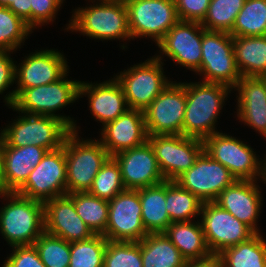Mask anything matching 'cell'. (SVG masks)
I'll use <instances>...</instances> for the list:
<instances>
[{
  "mask_svg": "<svg viewBox=\"0 0 266 267\" xmlns=\"http://www.w3.org/2000/svg\"><path fill=\"white\" fill-rule=\"evenodd\" d=\"M231 91V87L222 83L186 81L183 135L204 140L219 132L215 127L217 118Z\"/></svg>",
  "mask_w": 266,
  "mask_h": 267,
  "instance_id": "6da1fadb",
  "label": "cell"
},
{
  "mask_svg": "<svg viewBox=\"0 0 266 267\" xmlns=\"http://www.w3.org/2000/svg\"><path fill=\"white\" fill-rule=\"evenodd\" d=\"M0 233L8 245H32L44 230V203L16 192H0Z\"/></svg>",
  "mask_w": 266,
  "mask_h": 267,
  "instance_id": "7a4b0ae2",
  "label": "cell"
},
{
  "mask_svg": "<svg viewBox=\"0 0 266 267\" xmlns=\"http://www.w3.org/2000/svg\"><path fill=\"white\" fill-rule=\"evenodd\" d=\"M93 5L73 10L65 30L80 32L97 40H130L128 10L125 4L91 1ZM95 3V4H94Z\"/></svg>",
  "mask_w": 266,
  "mask_h": 267,
  "instance_id": "3957f363",
  "label": "cell"
},
{
  "mask_svg": "<svg viewBox=\"0 0 266 267\" xmlns=\"http://www.w3.org/2000/svg\"><path fill=\"white\" fill-rule=\"evenodd\" d=\"M66 76H68L67 73L56 82L23 89L15 98L13 111L58 118L71 131L78 133L79 126L77 127L74 118L55 114L79 99L80 81L68 80Z\"/></svg>",
  "mask_w": 266,
  "mask_h": 267,
  "instance_id": "277c9868",
  "label": "cell"
},
{
  "mask_svg": "<svg viewBox=\"0 0 266 267\" xmlns=\"http://www.w3.org/2000/svg\"><path fill=\"white\" fill-rule=\"evenodd\" d=\"M71 131L64 140L67 194L86 192L100 168L111 157L98 139L79 138Z\"/></svg>",
  "mask_w": 266,
  "mask_h": 267,
  "instance_id": "5b68a950",
  "label": "cell"
},
{
  "mask_svg": "<svg viewBox=\"0 0 266 267\" xmlns=\"http://www.w3.org/2000/svg\"><path fill=\"white\" fill-rule=\"evenodd\" d=\"M203 145L204 151L226 167L236 180L259 179L266 184V159L261 161L250 145L223 132L207 137Z\"/></svg>",
  "mask_w": 266,
  "mask_h": 267,
  "instance_id": "8992f818",
  "label": "cell"
},
{
  "mask_svg": "<svg viewBox=\"0 0 266 267\" xmlns=\"http://www.w3.org/2000/svg\"><path fill=\"white\" fill-rule=\"evenodd\" d=\"M19 115L13 123L0 130L2 140L10 147L35 145L51 151L63 146L71 132L62 120L55 117L22 112Z\"/></svg>",
  "mask_w": 266,
  "mask_h": 267,
  "instance_id": "52a82bcc",
  "label": "cell"
},
{
  "mask_svg": "<svg viewBox=\"0 0 266 267\" xmlns=\"http://www.w3.org/2000/svg\"><path fill=\"white\" fill-rule=\"evenodd\" d=\"M202 59L196 75L203 82L222 83L233 88L241 79L237 68L233 37L229 32L208 31L202 27Z\"/></svg>",
  "mask_w": 266,
  "mask_h": 267,
  "instance_id": "ba28073f",
  "label": "cell"
},
{
  "mask_svg": "<svg viewBox=\"0 0 266 267\" xmlns=\"http://www.w3.org/2000/svg\"><path fill=\"white\" fill-rule=\"evenodd\" d=\"M163 64L155 55L115 76L123 89L129 109L144 111L172 82L165 76Z\"/></svg>",
  "mask_w": 266,
  "mask_h": 267,
  "instance_id": "9c48e42d",
  "label": "cell"
},
{
  "mask_svg": "<svg viewBox=\"0 0 266 267\" xmlns=\"http://www.w3.org/2000/svg\"><path fill=\"white\" fill-rule=\"evenodd\" d=\"M22 63L15 65V84L17 87L4 96V101L10 109L16 96L27 88L46 85L61 79L69 73V66L62 53L55 49H43L31 52L24 57Z\"/></svg>",
  "mask_w": 266,
  "mask_h": 267,
  "instance_id": "30bf717a",
  "label": "cell"
},
{
  "mask_svg": "<svg viewBox=\"0 0 266 267\" xmlns=\"http://www.w3.org/2000/svg\"><path fill=\"white\" fill-rule=\"evenodd\" d=\"M131 38L156 44L180 21L174 0H131L127 5Z\"/></svg>",
  "mask_w": 266,
  "mask_h": 267,
  "instance_id": "8fae6325",
  "label": "cell"
},
{
  "mask_svg": "<svg viewBox=\"0 0 266 267\" xmlns=\"http://www.w3.org/2000/svg\"><path fill=\"white\" fill-rule=\"evenodd\" d=\"M186 82L172 81L144 110L148 135H183Z\"/></svg>",
  "mask_w": 266,
  "mask_h": 267,
  "instance_id": "7c38bea8",
  "label": "cell"
},
{
  "mask_svg": "<svg viewBox=\"0 0 266 267\" xmlns=\"http://www.w3.org/2000/svg\"><path fill=\"white\" fill-rule=\"evenodd\" d=\"M148 142L167 181L188 171L204 151L203 140L184 135H148Z\"/></svg>",
  "mask_w": 266,
  "mask_h": 267,
  "instance_id": "4fadbf2b",
  "label": "cell"
},
{
  "mask_svg": "<svg viewBox=\"0 0 266 267\" xmlns=\"http://www.w3.org/2000/svg\"><path fill=\"white\" fill-rule=\"evenodd\" d=\"M199 221L207 246L210 252L216 255L229 247L249 240L256 234L249 226L215 202L202 204Z\"/></svg>",
  "mask_w": 266,
  "mask_h": 267,
  "instance_id": "5bb4252c",
  "label": "cell"
},
{
  "mask_svg": "<svg viewBox=\"0 0 266 267\" xmlns=\"http://www.w3.org/2000/svg\"><path fill=\"white\" fill-rule=\"evenodd\" d=\"M16 193L43 203L67 194L64 143L58 149L47 151Z\"/></svg>",
  "mask_w": 266,
  "mask_h": 267,
  "instance_id": "9a60e30c",
  "label": "cell"
},
{
  "mask_svg": "<svg viewBox=\"0 0 266 267\" xmlns=\"http://www.w3.org/2000/svg\"><path fill=\"white\" fill-rule=\"evenodd\" d=\"M109 203L107 227L103 236L109 241L139 242L147 232L142 223L139 192L124 189Z\"/></svg>",
  "mask_w": 266,
  "mask_h": 267,
  "instance_id": "2e32d148",
  "label": "cell"
},
{
  "mask_svg": "<svg viewBox=\"0 0 266 267\" xmlns=\"http://www.w3.org/2000/svg\"><path fill=\"white\" fill-rule=\"evenodd\" d=\"M236 179L230 171L203 151L194 165L175 181L204 202H215Z\"/></svg>",
  "mask_w": 266,
  "mask_h": 267,
  "instance_id": "e0dca14e",
  "label": "cell"
},
{
  "mask_svg": "<svg viewBox=\"0 0 266 267\" xmlns=\"http://www.w3.org/2000/svg\"><path fill=\"white\" fill-rule=\"evenodd\" d=\"M201 44V23L179 21L156 44L160 48V55L156 57L163 61V57L167 56L176 64L197 73L202 59Z\"/></svg>",
  "mask_w": 266,
  "mask_h": 267,
  "instance_id": "ac0fdd59",
  "label": "cell"
},
{
  "mask_svg": "<svg viewBox=\"0 0 266 267\" xmlns=\"http://www.w3.org/2000/svg\"><path fill=\"white\" fill-rule=\"evenodd\" d=\"M119 164L125 189L138 190L164 181L154 150L147 141L113 156Z\"/></svg>",
  "mask_w": 266,
  "mask_h": 267,
  "instance_id": "d6986e66",
  "label": "cell"
},
{
  "mask_svg": "<svg viewBox=\"0 0 266 267\" xmlns=\"http://www.w3.org/2000/svg\"><path fill=\"white\" fill-rule=\"evenodd\" d=\"M101 130L99 141L111 157L148 141L144 111L138 109H128Z\"/></svg>",
  "mask_w": 266,
  "mask_h": 267,
  "instance_id": "ffe728a7",
  "label": "cell"
},
{
  "mask_svg": "<svg viewBox=\"0 0 266 267\" xmlns=\"http://www.w3.org/2000/svg\"><path fill=\"white\" fill-rule=\"evenodd\" d=\"M257 181L235 180L220 193L215 203L249 226L255 233H260L257 219L261 213L263 200Z\"/></svg>",
  "mask_w": 266,
  "mask_h": 267,
  "instance_id": "44dd1931",
  "label": "cell"
},
{
  "mask_svg": "<svg viewBox=\"0 0 266 267\" xmlns=\"http://www.w3.org/2000/svg\"><path fill=\"white\" fill-rule=\"evenodd\" d=\"M44 230L67 242L86 240L95 235L78 216L73 201L67 195L44 203Z\"/></svg>",
  "mask_w": 266,
  "mask_h": 267,
  "instance_id": "7402d4cb",
  "label": "cell"
},
{
  "mask_svg": "<svg viewBox=\"0 0 266 267\" xmlns=\"http://www.w3.org/2000/svg\"><path fill=\"white\" fill-rule=\"evenodd\" d=\"M82 96L88 97L89 110L102 127L129 109L123 89L114 76L99 84L80 81L79 98Z\"/></svg>",
  "mask_w": 266,
  "mask_h": 267,
  "instance_id": "603a6c76",
  "label": "cell"
},
{
  "mask_svg": "<svg viewBox=\"0 0 266 267\" xmlns=\"http://www.w3.org/2000/svg\"><path fill=\"white\" fill-rule=\"evenodd\" d=\"M238 91L237 117L239 122L266 137V83L261 77H241L232 88Z\"/></svg>",
  "mask_w": 266,
  "mask_h": 267,
  "instance_id": "cb8c5ba5",
  "label": "cell"
},
{
  "mask_svg": "<svg viewBox=\"0 0 266 267\" xmlns=\"http://www.w3.org/2000/svg\"><path fill=\"white\" fill-rule=\"evenodd\" d=\"M3 192H17L27 181L47 150L35 145L10 147L2 140Z\"/></svg>",
  "mask_w": 266,
  "mask_h": 267,
  "instance_id": "d4e9b609",
  "label": "cell"
},
{
  "mask_svg": "<svg viewBox=\"0 0 266 267\" xmlns=\"http://www.w3.org/2000/svg\"><path fill=\"white\" fill-rule=\"evenodd\" d=\"M194 221L173 222L164 232L186 261L203 259L212 254L200 221Z\"/></svg>",
  "mask_w": 266,
  "mask_h": 267,
  "instance_id": "484cf974",
  "label": "cell"
},
{
  "mask_svg": "<svg viewBox=\"0 0 266 267\" xmlns=\"http://www.w3.org/2000/svg\"><path fill=\"white\" fill-rule=\"evenodd\" d=\"M233 49L242 77L266 75V35L233 37Z\"/></svg>",
  "mask_w": 266,
  "mask_h": 267,
  "instance_id": "4316f807",
  "label": "cell"
},
{
  "mask_svg": "<svg viewBox=\"0 0 266 267\" xmlns=\"http://www.w3.org/2000/svg\"><path fill=\"white\" fill-rule=\"evenodd\" d=\"M139 192L142 223L149 233H164L171 224L166 210V181L137 190Z\"/></svg>",
  "mask_w": 266,
  "mask_h": 267,
  "instance_id": "83f0119b",
  "label": "cell"
},
{
  "mask_svg": "<svg viewBox=\"0 0 266 267\" xmlns=\"http://www.w3.org/2000/svg\"><path fill=\"white\" fill-rule=\"evenodd\" d=\"M142 267H185L186 259L165 233H149L140 241Z\"/></svg>",
  "mask_w": 266,
  "mask_h": 267,
  "instance_id": "f1b7e54d",
  "label": "cell"
},
{
  "mask_svg": "<svg viewBox=\"0 0 266 267\" xmlns=\"http://www.w3.org/2000/svg\"><path fill=\"white\" fill-rule=\"evenodd\" d=\"M256 233L219 254L224 267H266V239Z\"/></svg>",
  "mask_w": 266,
  "mask_h": 267,
  "instance_id": "f546056e",
  "label": "cell"
},
{
  "mask_svg": "<svg viewBox=\"0 0 266 267\" xmlns=\"http://www.w3.org/2000/svg\"><path fill=\"white\" fill-rule=\"evenodd\" d=\"M202 204L200 199L176 181L166 180V210L171 223L193 221L200 215Z\"/></svg>",
  "mask_w": 266,
  "mask_h": 267,
  "instance_id": "4dcf8cb0",
  "label": "cell"
},
{
  "mask_svg": "<svg viewBox=\"0 0 266 267\" xmlns=\"http://www.w3.org/2000/svg\"><path fill=\"white\" fill-rule=\"evenodd\" d=\"M74 203L78 216L94 234L103 235L107 227L109 203L88 191L66 194Z\"/></svg>",
  "mask_w": 266,
  "mask_h": 267,
  "instance_id": "1f68e13d",
  "label": "cell"
},
{
  "mask_svg": "<svg viewBox=\"0 0 266 267\" xmlns=\"http://www.w3.org/2000/svg\"><path fill=\"white\" fill-rule=\"evenodd\" d=\"M229 34L232 37L266 35V0H245Z\"/></svg>",
  "mask_w": 266,
  "mask_h": 267,
  "instance_id": "d6a6232c",
  "label": "cell"
},
{
  "mask_svg": "<svg viewBox=\"0 0 266 267\" xmlns=\"http://www.w3.org/2000/svg\"><path fill=\"white\" fill-rule=\"evenodd\" d=\"M107 239L95 234L89 239L70 242L69 267H103Z\"/></svg>",
  "mask_w": 266,
  "mask_h": 267,
  "instance_id": "836d02e7",
  "label": "cell"
},
{
  "mask_svg": "<svg viewBox=\"0 0 266 267\" xmlns=\"http://www.w3.org/2000/svg\"><path fill=\"white\" fill-rule=\"evenodd\" d=\"M245 0H210L206 17L201 22L208 31L230 32Z\"/></svg>",
  "mask_w": 266,
  "mask_h": 267,
  "instance_id": "e575fe53",
  "label": "cell"
},
{
  "mask_svg": "<svg viewBox=\"0 0 266 267\" xmlns=\"http://www.w3.org/2000/svg\"><path fill=\"white\" fill-rule=\"evenodd\" d=\"M32 32L22 18L0 7V51H16Z\"/></svg>",
  "mask_w": 266,
  "mask_h": 267,
  "instance_id": "d590c367",
  "label": "cell"
},
{
  "mask_svg": "<svg viewBox=\"0 0 266 267\" xmlns=\"http://www.w3.org/2000/svg\"><path fill=\"white\" fill-rule=\"evenodd\" d=\"M124 189L119 164L110 157L100 168L88 192L100 199L110 201Z\"/></svg>",
  "mask_w": 266,
  "mask_h": 267,
  "instance_id": "8d00e7d4",
  "label": "cell"
},
{
  "mask_svg": "<svg viewBox=\"0 0 266 267\" xmlns=\"http://www.w3.org/2000/svg\"><path fill=\"white\" fill-rule=\"evenodd\" d=\"M34 246L46 267H69L70 242L44 231L34 242Z\"/></svg>",
  "mask_w": 266,
  "mask_h": 267,
  "instance_id": "74e56055",
  "label": "cell"
},
{
  "mask_svg": "<svg viewBox=\"0 0 266 267\" xmlns=\"http://www.w3.org/2000/svg\"><path fill=\"white\" fill-rule=\"evenodd\" d=\"M103 267H142L140 241L108 240Z\"/></svg>",
  "mask_w": 266,
  "mask_h": 267,
  "instance_id": "f35d334b",
  "label": "cell"
},
{
  "mask_svg": "<svg viewBox=\"0 0 266 267\" xmlns=\"http://www.w3.org/2000/svg\"><path fill=\"white\" fill-rule=\"evenodd\" d=\"M65 0H32L31 2V29L35 30L42 25L56 20L55 16Z\"/></svg>",
  "mask_w": 266,
  "mask_h": 267,
  "instance_id": "ab89813d",
  "label": "cell"
},
{
  "mask_svg": "<svg viewBox=\"0 0 266 267\" xmlns=\"http://www.w3.org/2000/svg\"><path fill=\"white\" fill-rule=\"evenodd\" d=\"M12 249L13 252L3 262L2 267H46L34 244L14 246Z\"/></svg>",
  "mask_w": 266,
  "mask_h": 267,
  "instance_id": "60d3db41",
  "label": "cell"
},
{
  "mask_svg": "<svg viewBox=\"0 0 266 267\" xmlns=\"http://www.w3.org/2000/svg\"><path fill=\"white\" fill-rule=\"evenodd\" d=\"M180 21L202 22L210 0H174Z\"/></svg>",
  "mask_w": 266,
  "mask_h": 267,
  "instance_id": "b9f144b4",
  "label": "cell"
},
{
  "mask_svg": "<svg viewBox=\"0 0 266 267\" xmlns=\"http://www.w3.org/2000/svg\"><path fill=\"white\" fill-rule=\"evenodd\" d=\"M13 51H0V94L15 83V65L11 58ZM15 62V63H14Z\"/></svg>",
  "mask_w": 266,
  "mask_h": 267,
  "instance_id": "7bdbcfd3",
  "label": "cell"
},
{
  "mask_svg": "<svg viewBox=\"0 0 266 267\" xmlns=\"http://www.w3.org/2000/svg\"><path fill=\"white\" fill-rule=\"evenodd\" d=\"M31 2L32 0H11L8 8L12 13L22 18L31 28Z\"/></svg>",
  "mask_w": 266,
  "mask_h": 267,
  "instance_id": "ee69618b",
  "label": "cell"
},
{
  "mask_svg": "<svg viewBox=\"0 0 266 267\" xmlns=\"http://www.w3.org/2000/svg\"><path fill=\"white\" fill-rule=\"evenodd\" d=\"M185 267H224L221 257L216 254H211L210 256L197 259L189 260L186 262Z\"/></svg>",
  "mask_w": 266,
  "mask_h": 267,
  "instance_id": "f6af8a7d",
  "label": "cell"
},
{
  "mask_svg": "<svg viewBox=\"0 0 266 267\" xmlns=\"http://www.w3.org/2000/svg\"><path fill=\"white\" fill-rule=\"evenodd\" d=\"M0 192H3V150H2L1 136H0Z\"/></svg>",
  "mask_w": 266,
  "mask_h": 267,
  "instance_id": "bcb514c9",
  "label": "cell"
},
{
  "mask_svg": "<svg viewBox=\"0 0 266 267\" xmlns=\"http://www.w3.org/2000/svg\"><path fill=\"white\" fill-rule=\"evenodd\" d=\"M96 1V0H90ZM99 2H109V3H121L127 5L131 0H97Z\"/></svg>",
  "mask_w": 266,
  "mask_h": 267,
  "instance_id": "7dc6e473",
  "label": "cell"
},
{
  "mask_svg": "<svg viewBox=\"0 0 266 267\" xmlns=\"http://www.w3.org/2000/svg\"><path fill=\"white\" fill-rule=\"evenodd\" d=\"M11 6V0H0V7L9 8Z\"/></svg>",
  "mask_w": 266,
  "mask_h": 267,
  "instance_id": "c3c4849f",
  "label": "cell"
},
{
  "mask_svg": "<svg viewBox=\"0 0 266 267\" xmlns=\"http://www.w3.org/2000/svg\"><path fill=\"white\" fill-rule=\"evenodd\" d=\"M261 78H262V79L265 81V83H266V75L262 76Z\"/></svg>",
  "mask_w": 266,
  "mask_h": 267,
  "instance_id": "681fc988",
  "label": "cell"
}]
</instances>
